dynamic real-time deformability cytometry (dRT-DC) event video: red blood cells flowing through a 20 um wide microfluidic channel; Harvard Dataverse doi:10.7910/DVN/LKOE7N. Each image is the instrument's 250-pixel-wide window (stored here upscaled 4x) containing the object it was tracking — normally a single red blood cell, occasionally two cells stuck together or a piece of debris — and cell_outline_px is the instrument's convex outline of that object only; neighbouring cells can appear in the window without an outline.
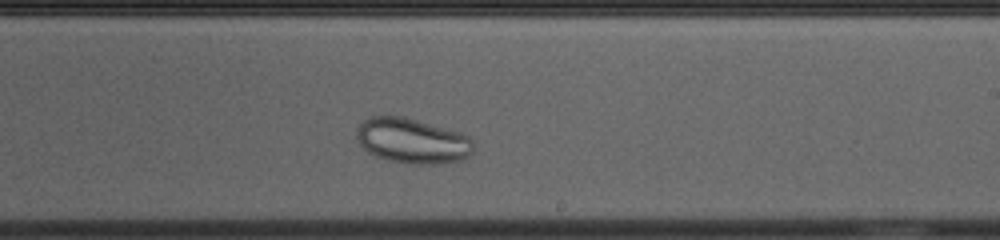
{"species": "common noctule bat (a hibernating species)", "species_latin": "Nyctalus noctula", "temperature_condition": "cold", "stored_images_in_passage": 30, "camera_frame_rate_fps": 3000, "um_per_image_px": 0.085, "animal": {"sex": "female", "body_mass_g": 23.0, "forearm_length_mm": 53.4}, "frame": {"image": 1, "passage_image": 18, "time_ms": 5.667, "image_size_px": [1000, 240], "cell_outline_px": [[472, 152], [464, 160], [432, 164], [404, 164], [388, 160], [376, 156], [368, 152], [360, 144], [356, 136], [356, 128], [364, 120], [372, 116], [404, 116], [460, 132], [468, 136], [472, 140]], "centroid_in_image_um": [35.03, 11.97], "position_along_channel_um": 254.0, "area_um2": 30.87}}
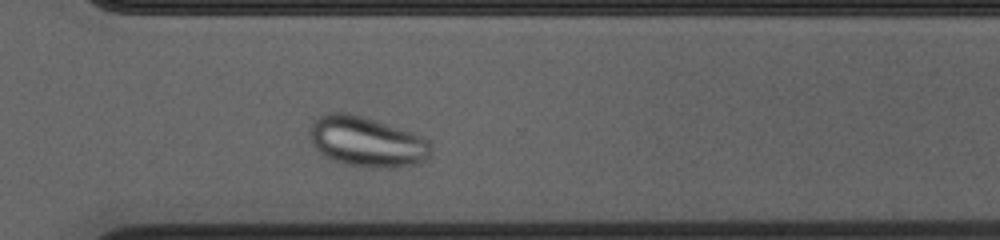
{"frame": {"image": 2, "passage_image": 25, "time_ms": 8.0, "image_size_px": [1000, 240], "cell_outline_px": [[432, 152], [420, 164], [396, 168], [364, 168], [348, 164], [336, 160], [320, 152], [312, 144], [308, 136], [308, 132], [312, 124], [320, 116], [328, 112], [348, 112], [412, 132], [428, 140], [432, 148]], "centroid_in_image_um": [31.19, 12.06], "position_along_channel_um": 339.4, "area_um2": 35.49}}
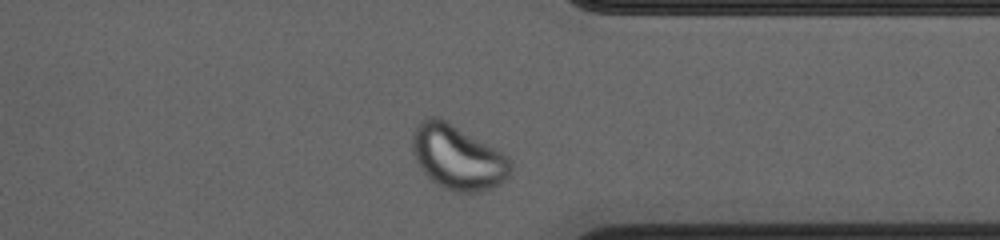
{"frame": {"image": 3, "passage_image": 28, "time_ms": 9.0, "image_size_px": [1000, 240], "cell_outline_px": [[512, 168], [508, 176], [500, 184], [480, 192], [456, 192], [444, 188], [436, 184], [420, 168], [412, 152], [412, 132], [420, 120], [424, 116], [440, 116], [448, 120], [496, 148], [508, 156], [512, 164]], "centroid_in_image_um": [38.88, 13.33], "position_along_channel_um": 372.5, "area_um2": 37.45}}